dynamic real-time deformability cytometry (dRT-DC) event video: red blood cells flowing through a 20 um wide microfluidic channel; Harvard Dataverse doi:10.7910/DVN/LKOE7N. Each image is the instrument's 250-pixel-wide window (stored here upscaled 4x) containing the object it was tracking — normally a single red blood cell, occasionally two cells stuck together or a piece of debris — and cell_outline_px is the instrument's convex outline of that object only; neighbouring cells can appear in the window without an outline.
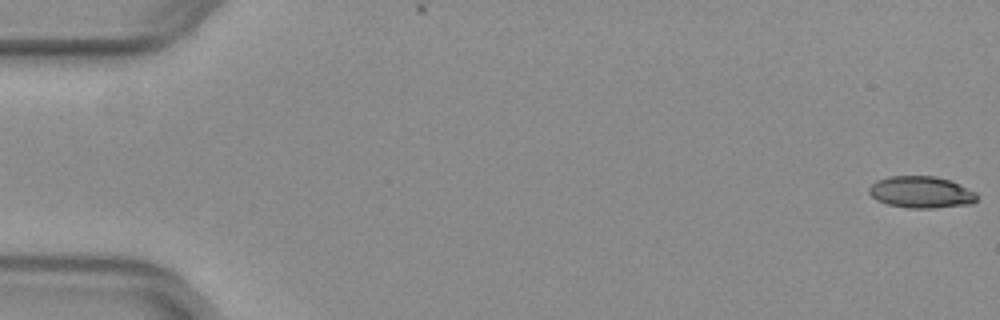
{"species": "common noctule bat (a hibernating species)", "species_latin": "Nyctalus noctula", "temperature_condition": "warm", "stored_images_in_passage": 33, "camera_frame_rate_fps": 3000, "um_per_image_px": 0.085, "animal": {"sex": "female", "body_mass_g": 29.2, "forearm_length_mm": 56.3}, "frame": {"image": 1, "passage_image": 1, "time_ms": 0.0, "image_size_px": [1000, 320], "cell_outline_px": [[976, 200], [972, 204], [932, 208], [908, 208], [888, 204], [876, 200], [868, 192], [868, 188], [876, 180], [888, 176], [936, 176], [952, 180], [976, 192]], "centroid_in_image_um": [78.29, 16.32], "position_along_channel_um": 6.7, "area_um2": 20.11}}
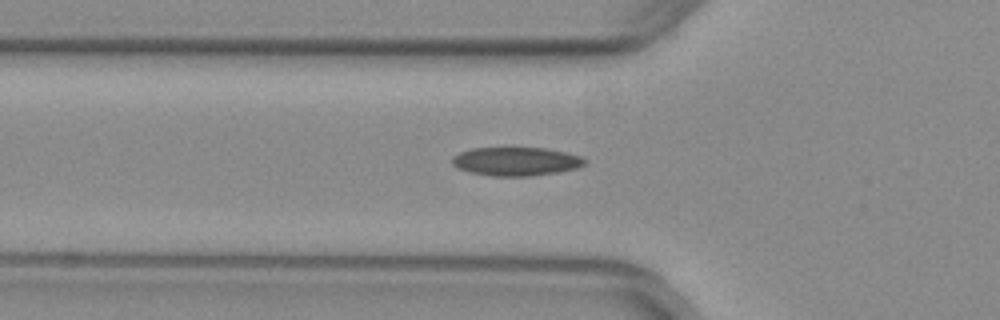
{"frame": {"image": 2, "passage_image": 19, "time_ms": 6.0, "image_size_px": [1000, 320], "cell_outline_px": [[584, 164], [580, 168], [556, 172], [528, 176], [492, 176], [468, 172], [456, 168], [452, 164], [452, 156], [460, 152], [472, 148], [544, 148], [564, 152], [580, 156], [584, 160]], "centroid_in_image_um": [43.81, 13.72], "position_along_channel_um": 82.0, "area_um2": 22.02}}
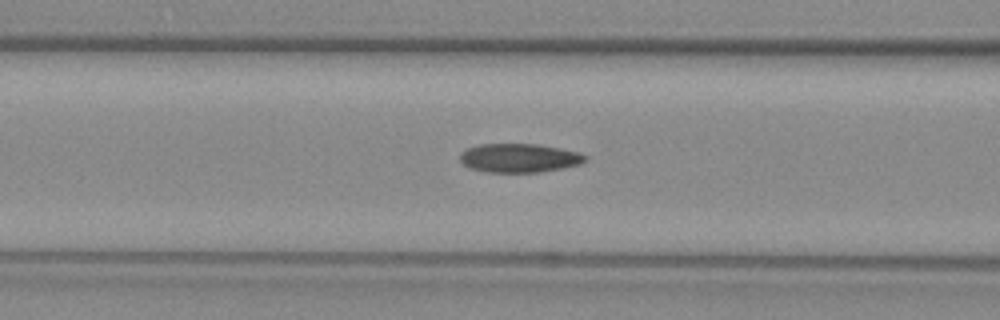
{"frame": {"image": 3, "passage_image": 22, "time_ms": 7.0, "image_size_px": [1000, 320], "cell_outline_px": [[588, 160], [580, 164], [564, 168], [540, 172], [484, 172], [468, 168], [460, 160], [460, 152], [468, 148], [480, 144], [536, 144], [560, 148], [580, 152], [588, 156]], "centroid_in_image_um": [44.16, 13.43], "position_along_channel_um": 122.4, "area_um2": 21.27}}